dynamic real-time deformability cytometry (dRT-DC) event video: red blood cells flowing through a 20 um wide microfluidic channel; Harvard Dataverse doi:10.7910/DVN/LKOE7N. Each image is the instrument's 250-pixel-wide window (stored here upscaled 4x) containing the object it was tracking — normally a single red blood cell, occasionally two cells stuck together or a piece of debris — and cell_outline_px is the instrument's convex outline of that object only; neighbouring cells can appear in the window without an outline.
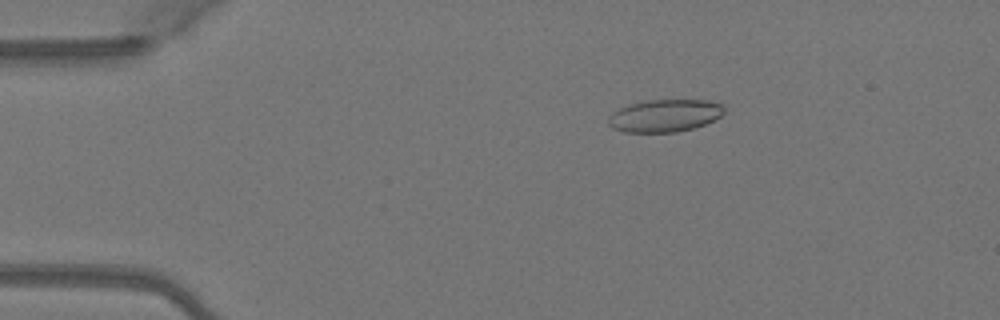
{"species": "Egyptian fruit bat (a non-hibernating species)", "species_latin": "Rousettus aegyptiacus", "temperature_condition": "warm", "stored_images_in_passage": 49, "camera_frame_rate_fps": 3000, "um_per_image_px": 0.085, "animal": {"sex": "female"}, "frame": {"image": 1, "passage_image": 9, "time_ms": 2.667, "image_size_px": [1000, 320], "cell_outline_px": [[724, 112], [720, 116], [704, 124], [692, 128], [676, 132], [624, 132], [612, 128], [608, 124], [608, 116], [612, 112], [628, 104], [648, 100], [708, 100], [724, 104]], "centroid_in_image_um": [56.48, 9.82], "position_along_channel_um": 28.5, "area_um2": 21.96}}
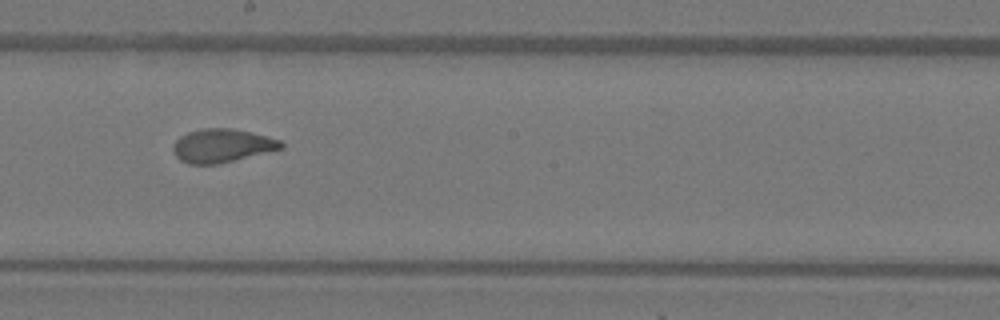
{"frame": {"image": 2, "passage_image": 28, "time_ms": 9.0, "image_size_px": [1000, 320], "cell_outline_px": [[284, 148], [220, 164], [188, 164], [180, 160], [172, 152], [172, 144], [180, 136], [188, 132], [200, 128], [232, 128], [252, 132], [280, 140], [284, 144]], "centroid_in_image_um": [18.85, 12.38], "position_along_channel_um": 229.3, "area_um2": 21.33}}
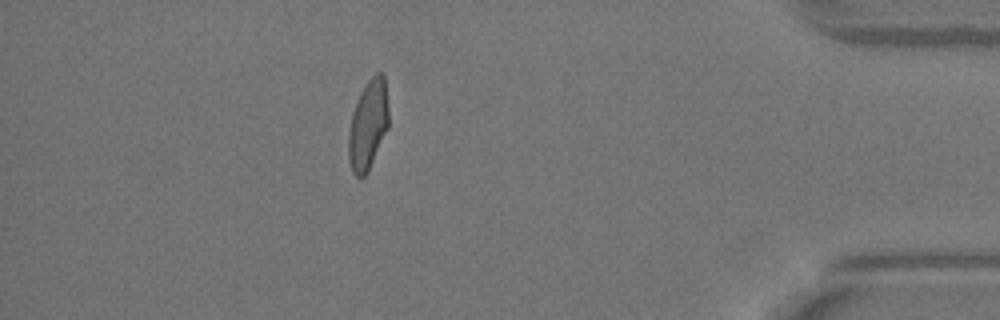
{"frame": {"image": 3, "passage_image": 44, "time_ms": 14.333, "image_size_px": [1000, 320], "cell_outline_px": [[388, 128], [368, 172], [360, 180], [352, 172], [348, 160], [348, 132], [352, 112], [360, 92], [368, 80], [376, 72], [380, 72], [384, 76], [388, 108]], "centroid_in_image_um": [31.27, 10.65], "position_along_channel_um": 403.9, "area_um2": 21.15}, "authors_computed_cell_mechanics": {"area_um2": 21.4438, "velocity_mm_per_s": 4.111, "shape_relaxation_time_tau1_ms": 8.4592, "shape_relaxation_time_tau2_ms": 1.157, "deformation_change_tau1": 0.2362, "deformation_change_tau2": 0.0659}}